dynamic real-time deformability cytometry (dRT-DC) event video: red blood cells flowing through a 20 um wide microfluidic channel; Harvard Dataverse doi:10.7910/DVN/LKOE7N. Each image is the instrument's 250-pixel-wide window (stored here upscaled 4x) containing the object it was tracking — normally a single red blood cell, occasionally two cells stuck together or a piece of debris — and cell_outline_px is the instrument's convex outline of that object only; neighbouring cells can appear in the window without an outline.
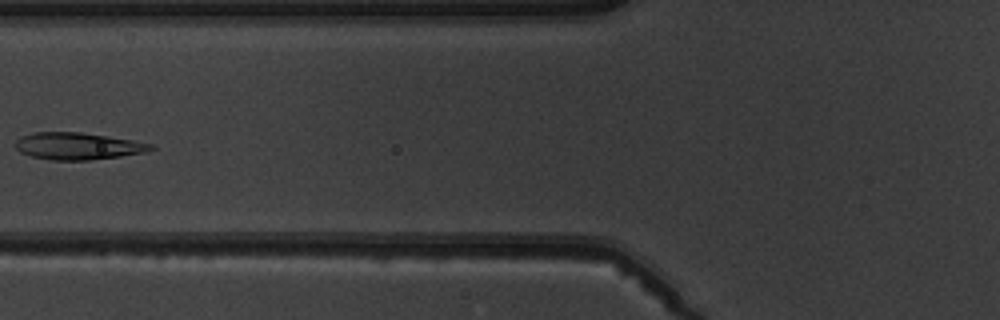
{"species": "common noctule bat (a hibernating species)", "species_latin": "Nyctalus noctula", "temperature_condition": "warm", "stored_images_in_passage": 7, "camera_frame_rate_fps": 3000, "um_per_image_px": 0.085, "animal": {"sex": "male", "body_mass_g": 19.5, "forearm_length_mm": 54.6}, "frame": {"image": 1, "passage_image": 7, "time_ms": 7.333, "image_size_px": [1000, 320], "cell_outline_px": [[156, 148], [144, 152], [120, 156], [88, 160], [52, 160], [32, 156], [20, 152], [12, 144], [20, 136], [32, 132], [80, 132], [132, 140], [152, 144]], "centroid_in_image_um": [6.55, 12.41], "position_along_channel_um": 119.2, "area_um2": 21.27}}